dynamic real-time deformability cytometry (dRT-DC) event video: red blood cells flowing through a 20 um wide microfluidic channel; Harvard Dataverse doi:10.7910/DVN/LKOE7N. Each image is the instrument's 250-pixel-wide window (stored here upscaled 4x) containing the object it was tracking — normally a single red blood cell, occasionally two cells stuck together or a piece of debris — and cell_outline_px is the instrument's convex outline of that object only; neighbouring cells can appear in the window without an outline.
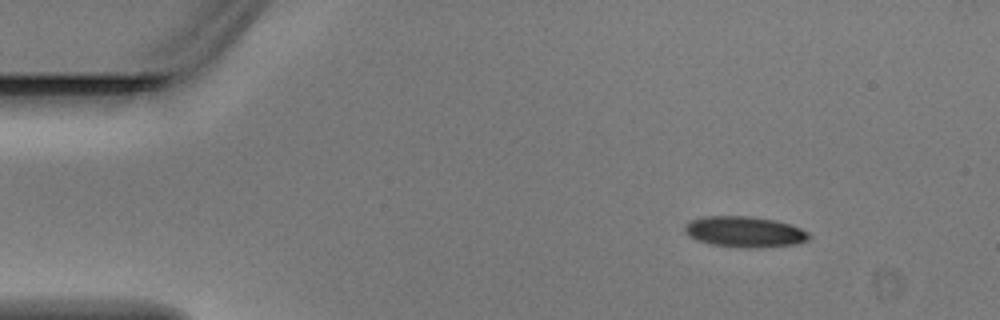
{"species": "Egyptian fruit bat (a non-hibernating species)", "species_latin": "Rousettus aegyptiacus", "temperature_condition": "warm", "stored_images_in_passage": 4, "segment_of_instrument_passage": [1, 2], "camera_frame_rate_fps": 3000, "um_per_image_px": 0.085, "animal": {"sex": "male"}, "frame": {"image": 1, "passage_image": 1, "time_ms": 0.0, "image_size_px": [1000, 320], "cell_outline_px": [[812, 236], [808, 240], [796, 244], [760, 248], [740, 248], [712, 244], [696, 240], [688, 236], [684, 232], [684, 224], [692, 220], [704, 216], [752, 216], [776, 220], [792, 224], [808, 232]], "centroid_in_image_um": [63.3, 19.7], "position_along_channel_um": 21.7, "area_um2": 22.72}}